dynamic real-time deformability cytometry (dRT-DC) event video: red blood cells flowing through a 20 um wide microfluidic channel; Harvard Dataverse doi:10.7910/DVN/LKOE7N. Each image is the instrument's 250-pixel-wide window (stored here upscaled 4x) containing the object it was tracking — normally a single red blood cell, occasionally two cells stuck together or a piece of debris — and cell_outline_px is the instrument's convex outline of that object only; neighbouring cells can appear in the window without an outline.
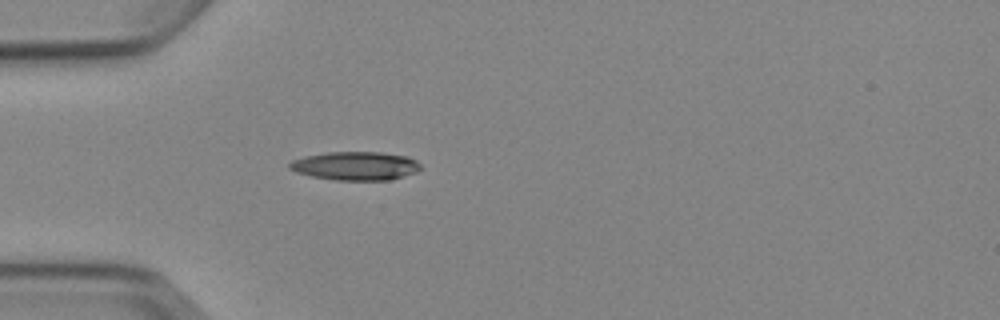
{"species": "Egyptian fruit bat (a non-hibernating species)", "species_latin": "Rousettus aegyptiacus", "temperature_condition": "cold", "stored_images_in_passage": 4, "camera_frame_rate_fps": 3000, "um_per_image_px": 0.085, "animal": {"sex": "female"}, "frame": {"image": 1, "passage_image": 4, "time_ms": 4.333, "image_size_px": [1000, 320], "cell_outline_px": [[420, 168], [416, 172], [392, 180], [336, 180], [312, 176], [296, 172], [288, 168], [288, 164], [292, 160], [304, 156], [328, 152], [380, 152], [408, 156], [416, 160], [420, 164]], "centroid_in_image_um": [30.22, 14.1], "position_along_channel_um": 54.8, "area_um2": 21.91}}